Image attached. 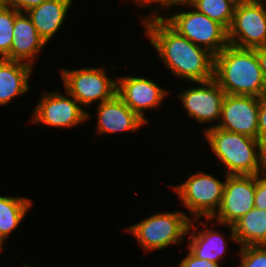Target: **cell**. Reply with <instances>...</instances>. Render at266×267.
Listing matches in <instances>:
<instances>
[{
  "mask_svg": "<svg viewBox=\"0 0 266 267\" xmlns=\"http://www.w3.org/2000/svg\"><path fill=\"white\" fill-rule=\"evenodd\" d=\"M155 6L151 16L141 17L145 33L164 65L180 79L190 82L214 78V55L179 35L160 16ZM143 18V19H142Z\"/></svg>",
  "mask_w": 266,
  "mask_h": 267,
  "instance_id": "1",
  "label": "cell"
},
{
  "mask_svg": "<svg viewBox=\"0 0 266 267\" xmlns=\"http://www.w3.org/2000/svg\"><path fill=\"white\" fill-rule=\"evenodd\" d=\"M214 80L226 94L261 98L266 82L255 49L227 45L214 57Z\"/></svg>",
  "mask_w": 266,
  "mask_h": 267,
  "instance_id": "2",
  "label": "cell"
},
{
  "mask_svg": "<svg viewBox=\"0 0 266 267\" xmlns=\"http://www.w3.org/2000/svg\"><path fill=\"white\" fill-rule=\"evenodd\" d=\"M203 134L214 155L226 166V175H257L266 170V146L259 139L218 127Z\"/></svg>",
  "mask_w": 266,
  "mask_h": 267,
  "instance_id": "3",
  "label": "cell"
},
{
  "mask_svg": "<svg viewBox=\"0 0 266 267\" xmlns=\"http://www.w3.org/2000/svg\"><path fill=\"white\" fill-rule=\"evenodd\" d=\"M160 212L126 228L145 252L180 244L188 236L191 218L184 212Z\"/></svg>",
  "mask_w": 266,
  "mask_h": 267,
  "instance_id": "4",
  "label": "cell"
},
{
  "mask_svg": "<svg viewBox=\"0 0 266 267\" xmlns=\"http://www.w3.org/2000/svg\"><path fill=\"white\" fill-rule=\"evenodd\" d=\"M189 6L190 11H179L161 18L179 35L187 38L195 45L202 47L216 56L228 43V31L218 22L211 20L205 14L199 13L189 3H180L173 6Z\"/></svg>",
  "mask_w": 266,
  "mask_h": 267,
  "instance_id": "5",
  "label": "cell"
},
{
  "mask_svg": "<svg viewBox=\"0 0 266 267\" xmlns=\"http://www.w3.org/2000/svg\"><path fill=\"white\" fill-rule=\"evenodd\" d=\"M224 185L225 180L222 182L209 173L199 171L173 189L183 206L190 211L192 219L198 220L203 216L211 219L220 207Z\"/></svg>",
  "mask_w": 266,
  "mask_h": 267,
  "instance_id": "6",
  "label": "cell"
},
{
  "mask_svg": "<svg viewBox=\"0 0 266 267\" xmlns=\"http://www.w3.org/2000/svg\"><path fill=\"white\" fill-rule=\"evenodd\" d=\"M265 1L239 0L237 2L233 21L228 30L229 45L242 49L266 46Z\"/></svg>",
  "mask_w": 266,
  "mask_h": 267,
  "instance_id": "7",
  "label": "cell"
},
{
  "mask_svg": "<svg viewBox=\"0 0 266 267\" xmlns=\"http://www.w3.org/2000/svg\"><path fill=\"white\" fill-rule=\"evenodd\" d=\"M104 68H62L61 76L65 91L81 106L98 104L111 99L117 91V81L110 79Z\"/></svg>",
  "mask_w": 266,
  "mask_h": 267,
  "instance_id": "8",
  "label": "cell"
},
{
  "mask_svg": "<svg viewBox=\"0 0 266 267\" xmlns=\"http://www.w3.org/2000/svg\"><path fill=\"white\" fill-rule=\"evenodd\" d=\"M44 92L33 111L30 122L51 127L70 128L85 123L90 113L65 91ZM68 95V96H67Z\"/></svg>",
  "mask_w": 266,
  "mask_h": 267,
  "instance_id": "9",
  "label": "cell"
},
{
  "mask_svg": "<svg viewBox=\"0 0 266 267\" xmlns=\"http://www.w3.org/2000/svg\"><path fill=\"white\" fill-rule=\"evenodd\" d=\"M255 175H226L220 207L211 219H205L208 226L211 220L221 225H233L248 211L254 208Z\"/></svg>",
  "mask_w": 266,
  "mask_h": 267,
  "instance_id": "10",
  "label": "cell"
},
{
  "mask_svg": "<svg viewBox=\"0 0 266 267\" xmlns=\"http://www.w3.org/2000/svg\"><path fill=\"white\" fill-rule=\"evenodd\" d=\"M260 98L249 95L226 94L221 110L220 121L212 127L246 135L258 139V114Z\"/></svg>",
  "mask_w": 266,
  "mask_h": 267,
  "instance_id": "11",
  "label": "cell"
},
{
  "mask_svg": "<svg viewBox=\"0 0 266 267\" xmlns=\"http://www.w3.org/2000/svg\"><path fill=\"white\" fill-rule=\"evenodd\" d=\"M193 83L197 86H191L179 93V99L183 109L187 111V116L195 118L202 124L215 120L219 122L226 93L214 78Z\"/></svg>",
  "mask_w": 266,
  "mask_h": 267,
  "instance_id": "12",
  "label": "cell"
},
{
  "mask_svg": "<svg viewBox=\"0 0 266 267\" xmlns=\"http://www.w3.org/2000/svg\"><path fill=\"white\" fill-rule=\"evenodd\" d=\"M168 93L167 89L143 76L117 77L116 94L146 122L148 119L145 118L144 112L158 108Z\"/></svg>",
  "mask_w": 266,
  "mask_h": 267,
  "instance_id": "13",
  "label": "cell"
},
{
  "mask_svg": "<svg viewBox=\"0 0 266 267\" xmlns=\"http://www.w3.org/2000/svg\"><path fill=\"white\" fill-rule=\"evenodd\" d=\"M97 134H116L136 131L147 122L133 112L122 99L115 94L111 99L97 104Z\"/></svg>",
  "mask_w": 266,
  "mask_h": 267,
  "instance_id": "14",
  "label": "cell"
},
{
  "mask_svg": "<svg viewBox=\"0 0 266 267\" xmlns=\"http://www.w3.org/2000/svg\"><path fill=\"white\" fill-rule=\"evenodd\" d=\"M13 37L11 50L4 58L20 61L34 67V60L46 43L39 36L26 12H20L15 17Z\"/></svg>",
  "mask_w": 266,
  "mask_h": 267,
  "instance_id": "15",
  "label": "cell"
},
{
  "mask_svg": "<svg viewBox=\"0 0 266 267\" xmlns=\"http://www.w3.org/2000/svg\"><path fill=\"white\" fill-rule=\"evenodd\" d=\"M72 3L73 0H47L26 12L46 44L63 25Z\"/></svg>",
  "mask_w": 266,
  "mask_h": 267,
  "instance_id": "16",
  "label": "cell"
},
{
  "mask_svg": "<svg viewBox=\"0 0 266 267\" xmlns=\"http://www.w3.org/2000/svg\"><path fill=\"white\" fill-rule=\"evenodd\" d=\"M32 67L29 64L0 58V105H7L29 91Z\"/></svg>",
  "mask_w": 266,
  "mask_h": 267,
  "instance_id": "17",
  "label": "cell"
},
{
  "mask_svg": "<svg viewBox=\"0 0 266 267\" xmlns=\"http://www.w3.org/2000/svg\"><path fill=\"white\" fill-rule=\"evenodd\" d=\"M191 219L187 234H190L187 249L198 259H206L213 263H219L224 253L227 252V239L214 228L198 229ZM192 231V232H191ZM198 231V232H197ZM197 232V233H196Z\"/></svg>",
  "mask_w": 266,
  "mask_h": 267,
  "instance_id": "18",
  "label": "cell"
},
{
  "mask_svg": "<svg viewBox=\"0 0 266 267\" xmlns=\"http://www.w3.org/2000/svg\"><path fill=\"white\" fill-rule=\"evenodd\" d=\"M230 229L229 240L237 242L239 247L266 245V210L252 208Z\"/></svg>",
  "mask_w": 266,
  "mask_h": 267,
  "instance_id": "19",
  "label": "cell"
},
{
  "mask_svg": "<svg viewBox=\"0 0 266 267\" xmlns=\"http://www.w3.org/2000/svg\"><path fill=\"white\" fill-rule=\"evenodd\" d=\"M32 204L29 198L0 196V251L4 241L18 228Z\"/></svg>",
  "mask_w": 266,
  "mask_h": 267,
  "instance_id": "20",
  "label": "cell"
},
{
  "mask_svg": "<svg viewBox=\"0 0 266 267\" xmlns=\"http://www.w3.org/2000/svg\"><path fill=\"white\" fill-rule=\"evenodd\" d=\"M239 0H190L188 3L199 13L230 29L236 4Z\"/></svg>",
  "mask_w": 266,
  "mask_h": 267,
  "instance_id": "21",
  "label": "cell"
},
{
  "mask_svg": "<svg viewBox=\"0 0 266 267\" xmlns=\"http://www.w3.org/2000/svg\"><path fill=\"white\" fill-rule=\"evenodd\" d=\"M19 13L4 3L0 6V58H4L11 50L15 17Z\"/></svg>",
  "mask_w": 266,
  "mask_h": 267,
  "instance_id": "22",
  "label": "cell"
},
{
  "mask_svg": "<svg viewBox=\"0 0 266 267\" xmlns=\"http://www.w3.org/2000/svg\"><path fill=\"white\" fill-rule=\"evenodd\" d=\"M239 267H266V245L240 247Z\"/></svg>",
  "mask_w": 266,
  "mask_h": 267,
  "instance_id": "23",
  "label": "cell"
},
{
  "mask_svg": "<svg viewBox=\"0 0 266 267\" xmlns=\"http://www.w3.org/2000/svg\"><path fill=\"white\" fill-rule=\"evenodd\" d=\"M254 207L266 210V170L255 175Z\"/></svg>",
  "mask_w": 266,
  "mask_h": 267,
  "instance_id": "24",
  "label": "cell"
},
{
  "mask_svg": "<svg viewBox=\"0 0 266 267\" xmlns=\"http://www.w3.org/2000/svg\"><path fill=\"white\" fill-rule=\"evenodd\" d=\"M258 139L266 146V94L260 98Z\"/></svg>",
  "mask_w": 266,
  "mask_h": 267,
  "instance_id": "25",
  "label": "cell"
},
{
  "mask_svg": "<svg viewBox=\"0 0 266 267\" xmlns=\"http://www.w3.org/2000/svg\"><path fill=\"white\" fill-rule=\"evenodd\" d=\"M187 253L177 267H220L219 263H213L206 259H198L189 250Z\"/></svg>",
  "mask_w": 266,
  "mask_h": 267,
  "instance_id": "26",
  "label": "cell"
},
{
  "mask_svg": "<svg viewBox=\"0 0 266 267\" xmlns=\"http://www.w3.org/2000/svg\"><path fill=\"white\" fill-rule=\"evenodd\" d=\"M47 0H4V4L15 8L19 12H27Z\"/></svg>",
  "mask_w": 266,
  "mask_h": 267,
  "instance_id": "27",
  "label": "cell"
},
{
  "mask_svg": "<svg viewBox=\"0 0 266 267\" xmlns=\"http://www.w3.org/2000/svg\"><path fill=\"white\" fill-rule=\"evenodd\" d=\"M190 0H134V3L138 6H142L143 8H148L150 5L152 7L153 3L159 4L162 9H167L172 5L180 4V3H188Z\"/></svg>",
  "mask_w": 266,
  "mask_h": 267,
  "instance_id": "28",
  "label": "cell"
},
{
  "mask_svg": "<svg viewBox=\"0 0 266 267\" xmlns=\"http://www.w3.org/2000/svg\"><path fill=\"white\" fill-rule=\"evenodd\" d=\"M255 52L259 60L264 80L266 82V46L256 48Z\"/></svg>",
  "mask_w": 266,
  "mask_h": 267,
  "instance_id": "29",
  "label": "cell"
},
{
  "mask_svg": "<svg viewBox=\"0 0 266 267\" xmlns=\"http://www.w3.org/2000/svg\"><path fill=\"white\" fill-rule=\"evenodd\" d=\"M4 3V0H0V6Z\"/></svg>",
  "mask_w": 266,
  "mask_h": 267,
  "instance_id": "30",
  "label": "cell"
}]
</instances>
